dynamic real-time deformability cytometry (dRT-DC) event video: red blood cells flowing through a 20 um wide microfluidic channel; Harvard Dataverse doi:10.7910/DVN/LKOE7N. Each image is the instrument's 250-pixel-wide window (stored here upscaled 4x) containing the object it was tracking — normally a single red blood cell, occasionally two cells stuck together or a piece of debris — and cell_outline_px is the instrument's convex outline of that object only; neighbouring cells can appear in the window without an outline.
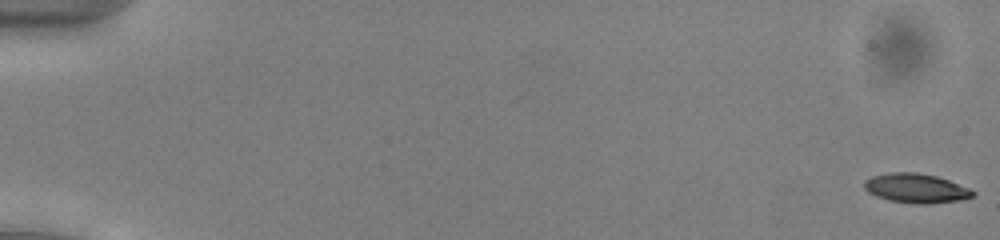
{"species": "common noctule bat (a hibernating species)", "species_latin": "Nyctalus noctula", "temperature_condition": "cold", "stored_images_in_passage": 53, "camera_frame_rate_fps": 3000, "um_per_image_px": 0.085, "animal": {"sex": "male", "body_mass_g": 13.0, "forearm_length_mm": 53.1}, "frame": {"image": 1, "passage_image": 1, "time_ms": 0.0, "image_size_px": [1000, 240], "cell_outline_px": [[976, 196], [960, 200], [928, 204], [916, 204], [888, 200], [876, 196], [868, 192], [864, 188], [864, 180], [872, 176], [888, 172], [916, 172], [936, 176], [948, 180], [968, 188], [976, 192]], "centroid_in_image_um": [77.85, 16.0], "position_along_channel_um": 7.2, "area_um2": 18.67}}
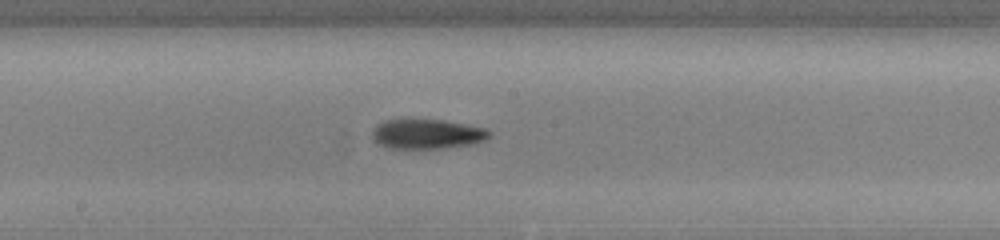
{"frame": {"image": 2, "passage_image": 30, "time_ms": 9.667, "image_size_px": [1000, 240], "cell_outline_px": [[492, 136], [488, 140], [476, 144], [444, 148], [388, 148], [376, 144], [372, 136], [372, 128], [376, 124], [384, 120], [444, 120], [488, 128], [492, 132]], "centroid_in_image_um": [36.35, 11.4], "position_along_channel_um": 211.8, "area_um2": 20.75}}
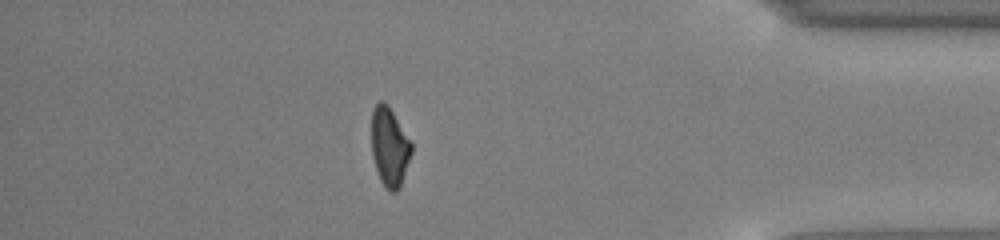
{"frame": {"image": 3, "passage_image": 47, "time_ms": 15.333, "image_size_px": [1000, 240], "cell_outline_px": [[412, 152], [400, 188], [396, 192], [392, 192], [380, 180], [372, 156], [372, 108], [380, 100], [384, 100], [388, 104], [412, 144]], "centroid_in_image_um": [33.11, 12.46], "position_along_channel_um": 402.1, "area_um2": 18.26}, "authors_computed_cell_mechanics": {"area_um2": 19.074, "velocity_mm_per_s": 3.9524, "shape_relaxation_time_tau1_ms": 6.0719, "shape_relaxation_time_tau2_ms": null, "deformation_change_tau1": 0.1724, "deformation_change_tau2": null}}